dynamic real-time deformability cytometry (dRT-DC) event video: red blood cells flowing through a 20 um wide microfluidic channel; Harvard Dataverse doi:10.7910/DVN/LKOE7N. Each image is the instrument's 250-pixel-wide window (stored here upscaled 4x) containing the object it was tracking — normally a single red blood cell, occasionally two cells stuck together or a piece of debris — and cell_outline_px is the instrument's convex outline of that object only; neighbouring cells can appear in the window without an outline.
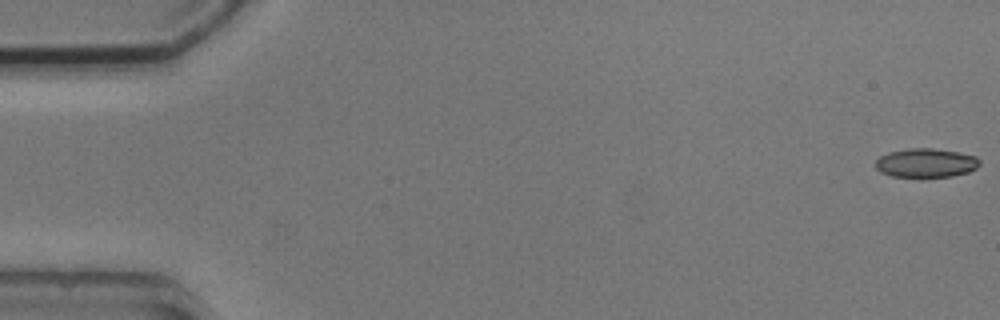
{"species": "common noctule bat (a hibernating species)", "species_latin": "Nyctalus noctula", "temperature_condition": "cold", "stored_images_in_passage": 4, "camera_frame_rate_fps": 3000, "um_per_image_px": 0.085, "animal": {"sex": "male", "body_mass_g": 20.5, "forearm_length_mm": 52.5}, "frame": {"image": 1, "passage_image": 1, "time_ms": 0.0, "image_size_px": [1000, 320], "cell_outline_px": [[980, 164], [976, 168], [968, 172], [952, 176], [892, 176], [880, 172], [876, 168], [876, 160], [880, 156], [888, 152], [908, 148], [932, 148], [956, 152], [976, 156], [980, 160]], "centroid_in_image_um": [78.7, 13.83], "position_along_channel_um": 6.3, "area_um2": 17.4}}